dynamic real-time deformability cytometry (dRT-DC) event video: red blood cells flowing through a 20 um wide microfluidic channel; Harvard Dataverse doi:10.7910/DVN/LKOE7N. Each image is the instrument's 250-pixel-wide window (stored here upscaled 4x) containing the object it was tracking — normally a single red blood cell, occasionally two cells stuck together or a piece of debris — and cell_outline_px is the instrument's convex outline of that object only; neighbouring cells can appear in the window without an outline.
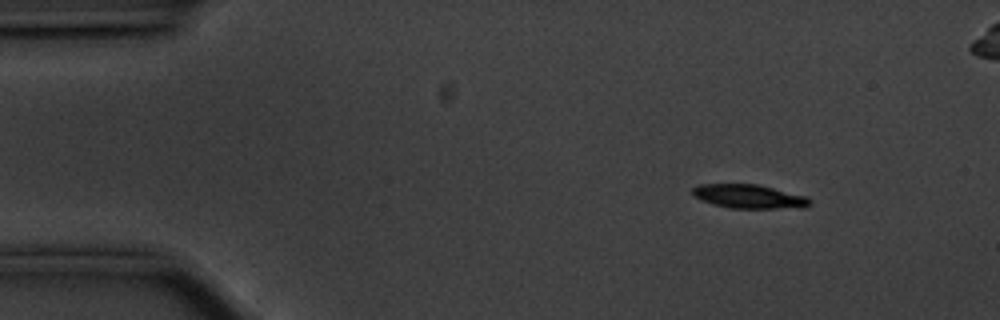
{"species": "common noctule bat (a hibernating species)", "species_latin": "Nyctalus noctula", "temperature_condition": "cold", "stored_images_in_passage": 51, "camera_frame_rate_fps": 3000, "um_per_image_px": 0.085, "animal": {"sex": "male", "body_mass_g": 20.1, "forearm_length_mm": 53.5}, "frame": {"image": 1, "passage_image": 1, "time_ms": 0.0, "image_size_px": [1000, 320], "cell_outline_px": [[812, 204], [804, 208], [732, 208], [712, 204], [700, 200], [692, 196], [692, 188], [696, 184], [756, 184], [808, 196], [812, 200]], "centroid_in_image_um": [63.68, 16.7], "position_along_channel_um": 21.3, "area_um2": 16.59}}
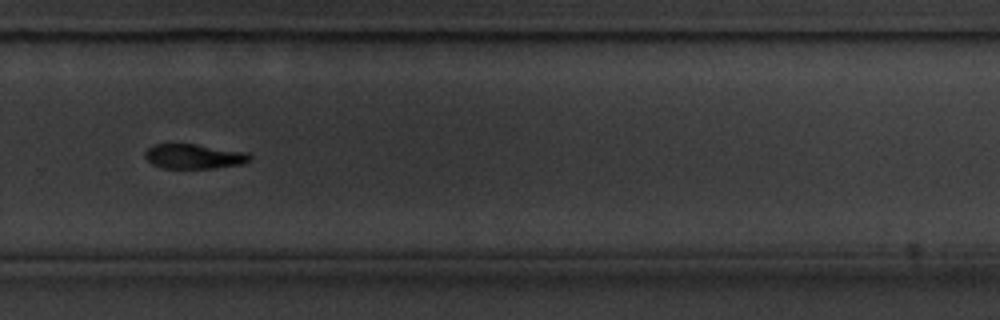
{"frame": {"image": 2, "passage_image": 32, "time_ms": 10.333, "image_size_px": [1000, 320], "cell_outline_px": [[252, 160], [244, 164], [216, 168], [164, 168], [152, 164], [144, 156], [144, 152], [152, 144], [196, 144], [248, 152], [252, 156]], "centroid_in_image_um": [16.53, 13.29], "position_along_channel_um": 313.3, "area_um2": 15.32}}
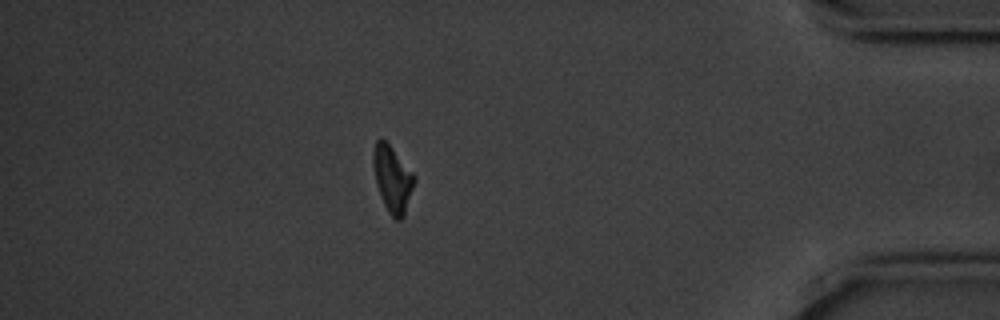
{"frame": {"image": 3, "passage_image": 43, "time_ms": 14.0, "image_size_px": [1000, 320], "cell_outline_px": [[416, 180], [404, 216], [400, 220], [396, 220], [388, 212], [384, 204], [376, 184], [372, 164], [372, 152], [376, 140], [380, 136], [392, 148], [416, 176]], "centroid_in_image_um": [33.35, 15.19], "position_along_channel_um": 401.9, "area_um2": 15.95}, "authors_computed_cell_mechanics": {"area_um2": 16.2996, "velocity_mm_per_s": 3.5479, "shape_relaxation_time_tau1_ms": 1.6035, "shape_relaxation_time_tau2_ms": null, "deformation_change_tau1": 0.1356, "deformation_change_tau2": null}}